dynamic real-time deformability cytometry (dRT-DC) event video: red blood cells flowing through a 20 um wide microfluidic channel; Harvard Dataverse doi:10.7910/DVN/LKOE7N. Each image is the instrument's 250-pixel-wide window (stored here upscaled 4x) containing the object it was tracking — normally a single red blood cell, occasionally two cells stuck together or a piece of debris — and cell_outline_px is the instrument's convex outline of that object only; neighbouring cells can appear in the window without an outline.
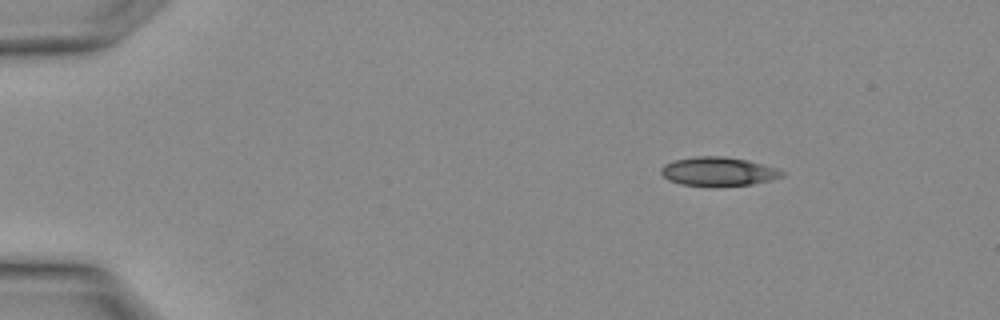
{"species": "Egyptian fruit bat (a non-hibernating species)", "species_latin": "Rousettus aegyptiacus", "temperature_condition": "warm", "stored_images_in_passage": 4, "camera_frame_rate_fps": 3000, "um_per_image_px": 0.085, "animal": {"sex": "female"}, "frame": {"image": 1, "passage_image": 4, "time_ms": 1.0, "image_size_px": [1000, 320], "cell_outline_px": [[784, 176], [772, 180], [752, 184], [680, 184], [668, 180], [660, 172], [660, 168], [664, 164], [672, 160], [692, 156], [724, 156], [748, 160], [764, 164], [776, 168], [784, 172]], "centroid_in_image_um": [61.04, 14.53], "position_along_channel_um": 24.0, "area_um2": 20.0}}